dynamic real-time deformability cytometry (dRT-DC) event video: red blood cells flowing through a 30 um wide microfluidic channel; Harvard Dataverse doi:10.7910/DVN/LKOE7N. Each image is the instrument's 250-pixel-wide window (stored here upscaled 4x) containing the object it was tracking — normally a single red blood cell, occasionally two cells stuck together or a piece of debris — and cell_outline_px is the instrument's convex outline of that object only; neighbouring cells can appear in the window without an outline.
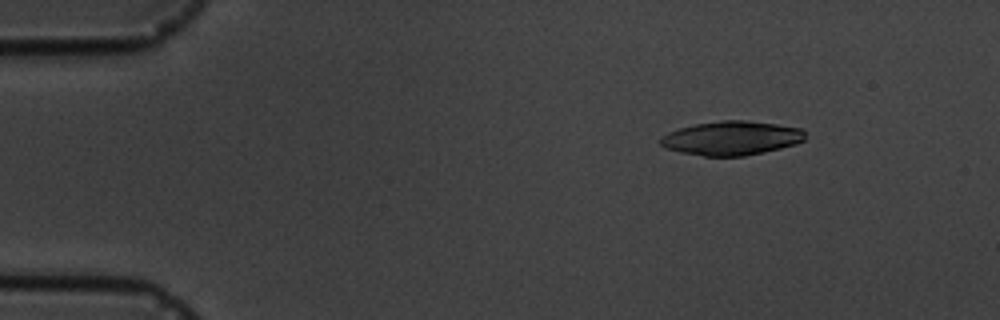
{"species": "common noctule bat (a hibernating species)", "species_latin": "Nyctalus noctula", "temperature_condition": "cold", "stored_images_in_passage": 4, "camera_frame_rate_fps": 3000, "um_per_image_px": 0.085, "animal": {"sex": "male", "body_mass_g": 19.5, "forearm_length_mm": 54.6}, "frame": {"image": 1, "passage_image": 2, "time_ms": 1.0, "image_size_px": [1000, 320], "cell_outline_px": [[804, 140], [796, 144], [764, 152], [744, 156], [704, 156], [680, 152], [664, 148], [660, 144], [660, 136], [668, 132], [680, 128], [696, 124], [724, 120], [744, 120], [776, 124], [800, 128], [804, 132]], "centroid_in_image_um": [62.14, 11.75], "position_along_channel_um": 22.9, "area_um2": 28.61}}